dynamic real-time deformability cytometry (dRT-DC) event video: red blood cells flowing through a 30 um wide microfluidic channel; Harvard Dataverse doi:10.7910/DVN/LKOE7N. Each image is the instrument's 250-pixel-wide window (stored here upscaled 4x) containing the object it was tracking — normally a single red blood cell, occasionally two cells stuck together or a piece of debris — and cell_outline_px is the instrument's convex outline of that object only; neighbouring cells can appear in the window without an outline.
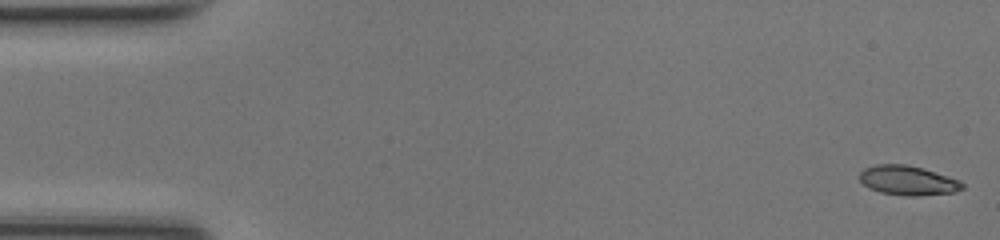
{"species": "common noctule bat (a hibernating species)", "species_latin": "Nyctalus noctula", "temperature_condition": "room temperature", "stored_images_in_passage": 49, "camera_frame_rate_fps": 3000, "um_per_image_px": 0.085, "animal": {"sex": "female", "body_mass_g": 17.0, "forearm_length_mm": 48.0}, "frame": {"image": 1, "passage_image": 1, "time_ms": 0.0, "image_size_px": [1000, 240], "cell_outline_px": [[964, 188], [956, 192], [916, 196], [904, 196], [880, 192], [868, 188], [860, 180], [860, 172], [864, 168], [876, 164], [904, 164], [920, 168], [948, 176], [960, 180], [964, 184]], "centroid_in_image_um": [77.17, 15.35], "position_along_channel_um": 7.8, "area_um2": 17.63}}
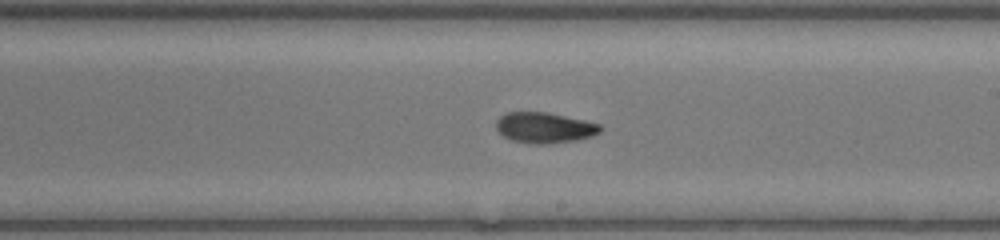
{"frame": {"image": 2, "passage_image": 28, "time_ms": 9.0, "image_size_px": [1000, 240], "cell_outline_px": [[604, 128], [600, 132], [592, 136], [576, 140], [544, 144], [536, 144], [512, 140], [504, 136], [496, 128], [496, 120], [504, 112], [548, 112], [584, 120], [600, 124]], "centroid_in_image_um": [46.29, 10.84], "position_along_channel_um": 242.7, "area_um2": 18.61}}
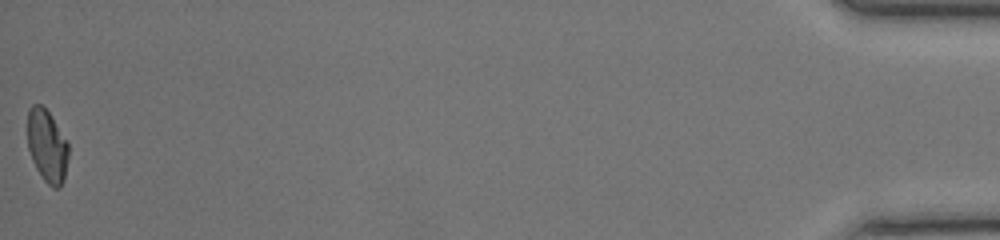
{"frame": {"image": 3, "passage_image": 49, "time_ms": 16.0, "image_size_px": [1000, 240], "cell_outline_px": [[68, 160], [64, 180], [60, 188], [52, 188], [44, 180], [36, 168], [32, 160], [28, 148], [28, 108], [32, 104], [40, 104], [48, 112], [68, 144]], "centroid_in_image_um": [4.0, 12.44], "position_along_channel_um": 431.2, "area_um2": 17.17}, "authors_computed_cell_mechanics": {"area_um2": 18.0336, "velocity_mm_per_s": 4.236, "shape_relaxation_time_tau1_ms": 5.7995, "shape_relaxation_time_tau2_ms": 4.3767, "deformation_change_tau1": 0.1608, "deformation_change_tau2": 0.1061}}